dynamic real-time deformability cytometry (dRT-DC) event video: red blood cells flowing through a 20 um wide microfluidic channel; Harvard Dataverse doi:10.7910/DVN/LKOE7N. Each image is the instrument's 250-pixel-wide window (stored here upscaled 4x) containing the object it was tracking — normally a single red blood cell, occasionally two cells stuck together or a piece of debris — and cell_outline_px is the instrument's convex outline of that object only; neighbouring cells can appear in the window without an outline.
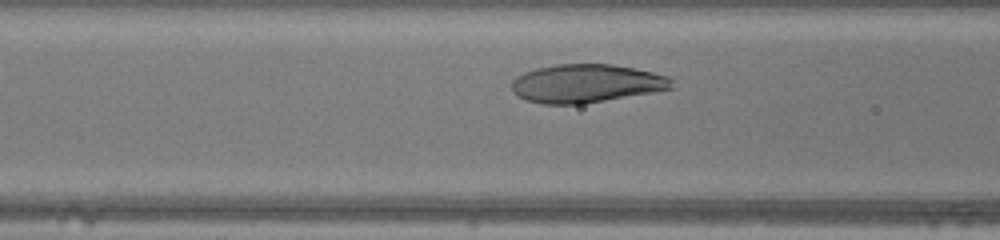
{"species": "human", "species_latin": "Homo sapiens", "temperature_condition": "warm", "stored_images_in_passage": 28, "camera_frame_rate_fps": 3000, "um_per_image_px": 0.085, "donor": {"sex": "female"}, "frame": {"image": 1, "passage_image": 9, "time_ms": 2.667, "image_size_px": [1000, 240], "cell_outline_px": [[676, 88], [580, 104], [540, 104], [524, 100], [512, 92], [512, 80], [516, 76], [524, 72], [536, 68], [556, 64], [612, 64], [652, 72], [668, 76], [672, 80]], "centroid_in_image_um": [49.8, 7.09], "position_along_channel_um": 116.8, "area_um2": 35.84}}
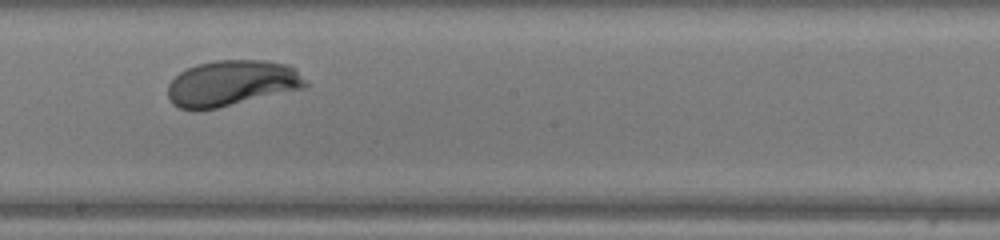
{"frame": {"image": 2, "passage_image": 17, "time_ms": 5.333, "image_size_px": [1000, 240], "cell_outline_px": [[308, 84], [304, 88], [216, 108], [180, 108], [172, 104], [168, 96], [168, 84], [180, 72], [196, 64], [216, 60], [268, 60], [292, 64], [296, 68]], "centroid_in_image_um": [19.74, 7.03], "position_along_channel_um": 228.5, "area_um2": 36.53}}
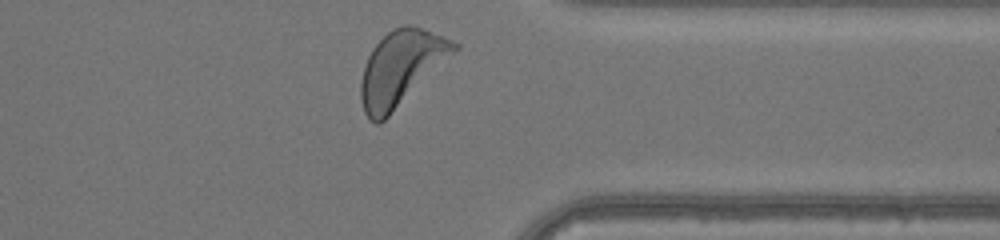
{"frame": {"image": 3, "passage_image": 28, "time_ms": 9.0, "image_size_px": [1000, 240], "cell_outline_px": [[460, 48], [380, 124], [376, 124], [364, 112], [360, 96], [360, 84], [364, 64], [372, 48], [392, 28], [404, 24], [408, 24], [420, 28], [452, 40], [460, 44]], "centroid_in_image_um": [34.07, 5.77], "position_along_channel_um": 377.3, "area_um2": 40.17}, "authors_computed_cell_mechanics": {"area_um2": 36.5296, "velocity_mm_per_s": 4.2248, "shape_relaxation_time_tau1_ms": 2.1047, "shape_relaxation_time_tau2_ms": null, "deformation_change_tau1": 0.1576, "deformation_change_tau2": null}}